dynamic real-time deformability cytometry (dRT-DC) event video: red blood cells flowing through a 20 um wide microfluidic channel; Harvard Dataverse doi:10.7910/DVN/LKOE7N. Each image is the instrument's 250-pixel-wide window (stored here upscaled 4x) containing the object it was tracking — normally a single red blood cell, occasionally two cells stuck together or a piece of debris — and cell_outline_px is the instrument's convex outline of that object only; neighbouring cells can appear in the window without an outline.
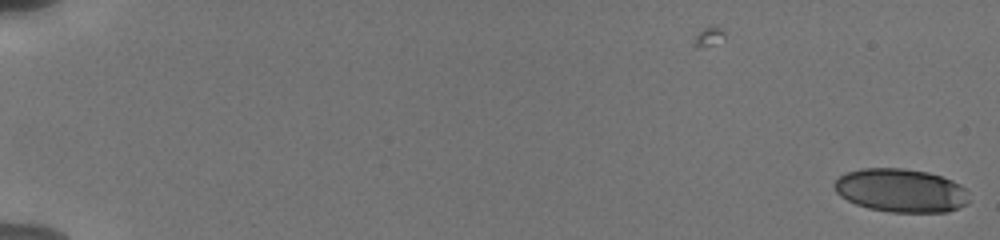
{"species": "human", "species_latin": "Homo sapiens", "temperature_condition": "cold", "stored_images_in_passage": 3, "camera_frame_rate_fps": 3000, "um_per_image_px": 0.085, "donor": {"sex": "male"}, "frame": {"image": 1, "passage_image": 3, "time_ms": 1.667, "image_size_px": [1000, 240], "cell_outline_px": [[968, 204], [948, 212], [892, 212], [868, 208], [856, 204], [840, 196], [836, 192], [832, 184], [840, 176], [848, 172], [860, 168], [904, 168], [928, 172], [952, 180], [960, 184], [968, 192]], "centroid_in_image_um": [76.58, 16.19], "position_along_channel_um": 8.4, "area_um2": 34.28}}